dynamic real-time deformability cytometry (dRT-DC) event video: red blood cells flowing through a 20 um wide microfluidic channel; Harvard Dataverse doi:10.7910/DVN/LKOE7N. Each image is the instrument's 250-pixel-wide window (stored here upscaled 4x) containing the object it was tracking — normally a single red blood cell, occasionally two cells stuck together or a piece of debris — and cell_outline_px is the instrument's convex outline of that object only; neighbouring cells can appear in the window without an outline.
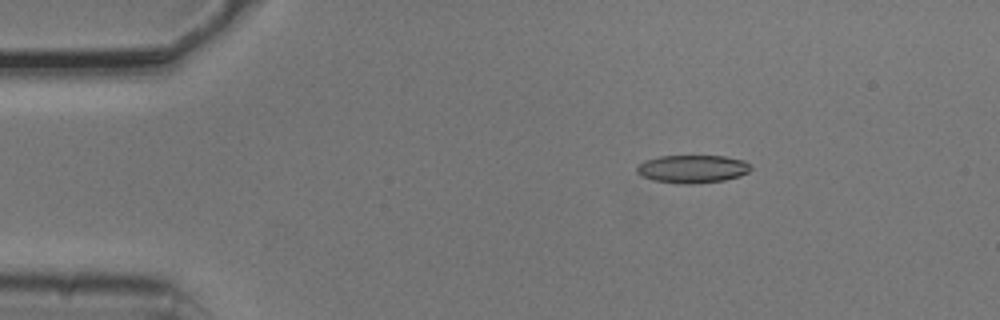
{"species": "common noctule bat (a hibernating species)", "species_latin": "Nyctalus noctula", "temperature_condition": "cold", "stored_images_in_passage": 4, "camera_frame_rate_fps": 3000, "um_per_image_px": 0.085, "animal": {"sex": "male", "body_mass_g": 20.5, "forearm_length_mm": 52.5}, "frame": {"image": 1, "passage_image": 2, "time_ms": 0.333, "image_size_px": [1000, 320], "cell_outline_px": [[752, 168], [748, 172], [740, 176], [724, 180], [692, 184], [680, 184], [652, 180], [636, 172], [636, 168], [644, 160], [660, 156], [724, 156], [744, 160], [752, 164]], "centroid_in_image_um": [58.89, 14.36], "position_along_channel_um": 26.1, "area_um2": 18.67}}
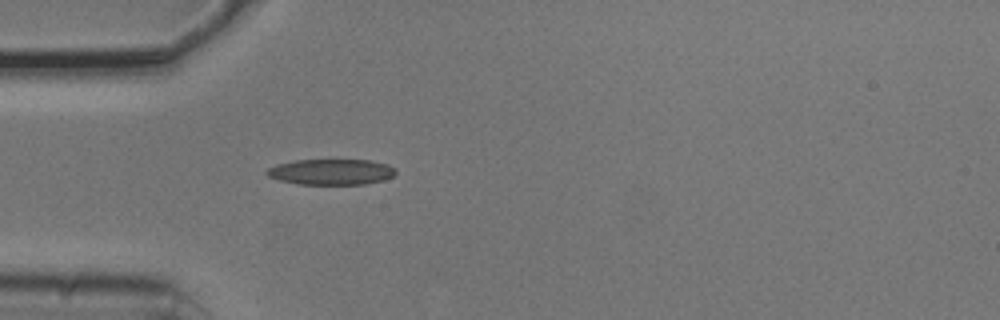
{"frame": {"image": 2, "passage_image": 4, "time_ms": 1.0, "image_size_px": [1000, 320], "cell_outline_px": [[396, 172], [392, 176], [384, 180], [364, 184], [300, 184], [280, 180], [268, 176], [264, 172], [268, 168], [276, 164], [296, 160], [368, 160], [388, 164], [396, 168]], "centroid_in_image_um": [28.16, 14.6], "position_along_channel_um": 56.8, "area_um2": 19.31}}